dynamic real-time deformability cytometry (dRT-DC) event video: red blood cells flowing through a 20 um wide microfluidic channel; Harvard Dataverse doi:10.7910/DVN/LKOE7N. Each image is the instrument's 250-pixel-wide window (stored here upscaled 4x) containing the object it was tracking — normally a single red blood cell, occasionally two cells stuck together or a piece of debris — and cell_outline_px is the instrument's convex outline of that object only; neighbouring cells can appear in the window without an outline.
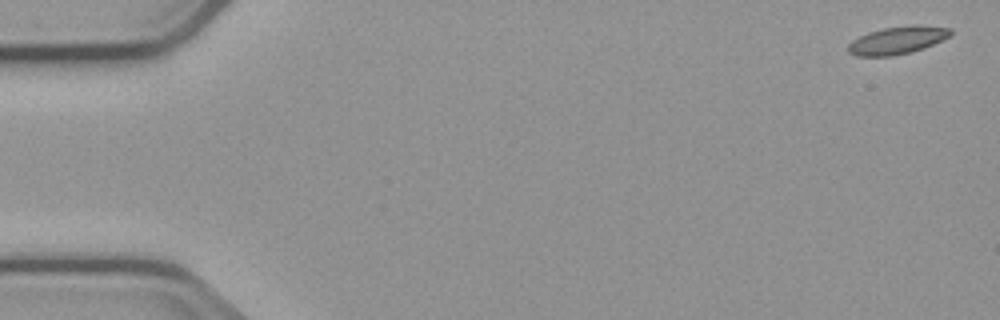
{"species": "common noctule bat (a hibernating species)", "species_latin": "Nyctalus noctula", "temperature_condition": "cold", "stored_images_in_passage": 5, "segment_of_instrument_passage": [2, 2], "camera_frame_rate_fps": 3000, "um_per_image_px": 0.085, "animal": {"sex": "male", "body_mass_g": 23.1, "forearm_length_mm": 52.7}, "frame": {"image": 1, "passage_image": 5, "time_ms": 6.0, "image_size_px": [1000, 320], "cell_outline_px": [[952, 32], [948, 36], [924, 48], [912, 52], [892, 56], [856, 56], [848, 52], [848, 44], [852, 40], [868, 32], [884, 28], [912, 24], [916, 24], [952, 28]], "centroid_in_image_um": [76.26, 3.42], "position_along_channel_um": 8.7, "area_um2": 16.53}}